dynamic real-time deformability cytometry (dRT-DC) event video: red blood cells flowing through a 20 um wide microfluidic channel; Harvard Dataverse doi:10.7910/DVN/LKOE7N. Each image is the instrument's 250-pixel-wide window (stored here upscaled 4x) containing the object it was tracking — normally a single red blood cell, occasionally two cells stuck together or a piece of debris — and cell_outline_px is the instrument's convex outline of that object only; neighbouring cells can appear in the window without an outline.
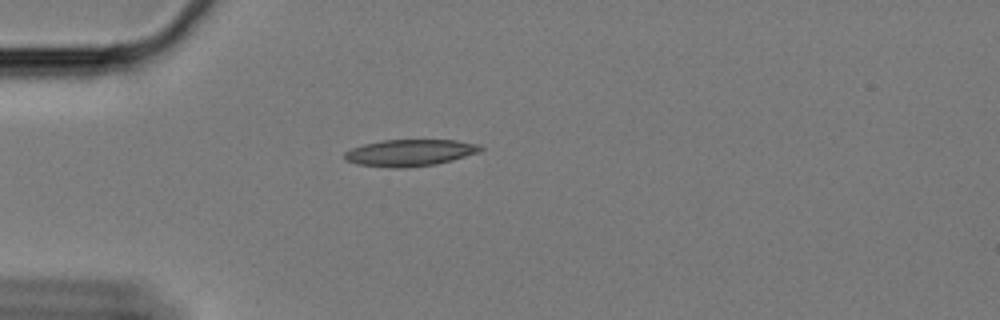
{"species": "Egyptian fruit bat (a non-hibernating species)", "species_latin": "Rousettus aegyptiacus", "temperature_condition": "cold", "stored_images_in_passage": 39, "camera_frame_rate_fps": 3000, "um_per_image_px": 0.085, "animal": {"sex": "female"}, "frame": {"image": 1, "passage_image": 1, "time_ms": 0.0, "image_size_px": [1000, 320], "cell_outline_px": [[484, 148], [476, 152], [452, 160], [436, 164], [404, 168], [396, 168], [356, 164], [344, 160], [344, 152], [352, 148], [364, 144], [384, 140], [456, 140], [480, 144]], "centroid_in_image_um": [34.81, 12.98], "position_along_channel_um": 50.2, "area_um2": 21.04}}
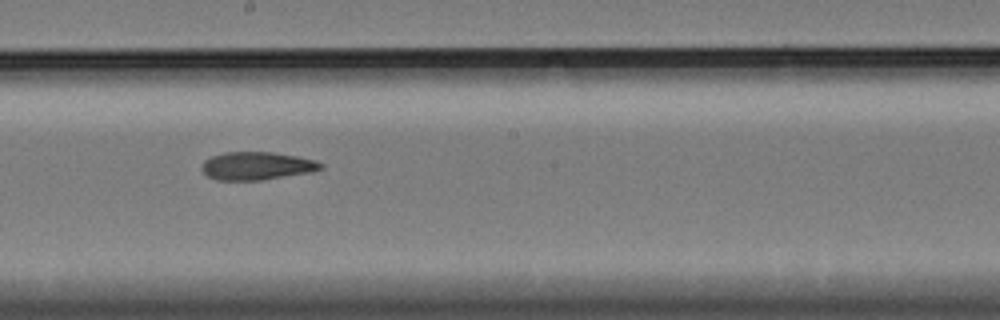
{"frame": {"image": 2, "passage_image": 18, "time_ms": 5.667, "image_size_px": [1000, 320], "cell_outline_px": [[324, 168], [312, 172], [264, 180], [216, 180], [208, 176], [200, 168], [204, 160], [212, 156], [224, 152], [272, 152], [296, 156], [316, 160], [324, 164]], "centroid_in_image_um": [21.85, 14.1], "position_along_channel_um": 226.4, "area_um2": 19.59}}
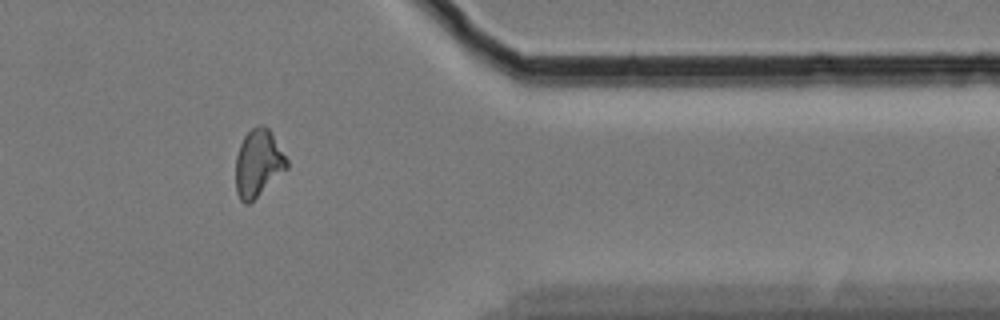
{"frame": {"image": 3, "passage_image": 34, "time_ms": 11.0, "image_size_px": [1000, 320], "cell_outline_px": [[288, 168], [248, 204], [244, 204], [240, 200], [236, 192], [236, 156], [240, 144], [244, 136], [252, 128], [260, 124], [264, 124], [268, 128], [288, 160]], "centroid_in_image_um": [21.93, 13.86], "position_along_channel_um": 389.5, "area_um2": 19.83}, "authors_computed_cell_mechanics": {"area_um2": 19.7676, "velocity_mm_per_s": 3.3362, "shape_relaxation_time_tau1_ms": null, "shape_relaxation_time_tau2_ms": 5.5306, "deformation_change_tau1": null, "deformation_change_tau2": 0.1296}}